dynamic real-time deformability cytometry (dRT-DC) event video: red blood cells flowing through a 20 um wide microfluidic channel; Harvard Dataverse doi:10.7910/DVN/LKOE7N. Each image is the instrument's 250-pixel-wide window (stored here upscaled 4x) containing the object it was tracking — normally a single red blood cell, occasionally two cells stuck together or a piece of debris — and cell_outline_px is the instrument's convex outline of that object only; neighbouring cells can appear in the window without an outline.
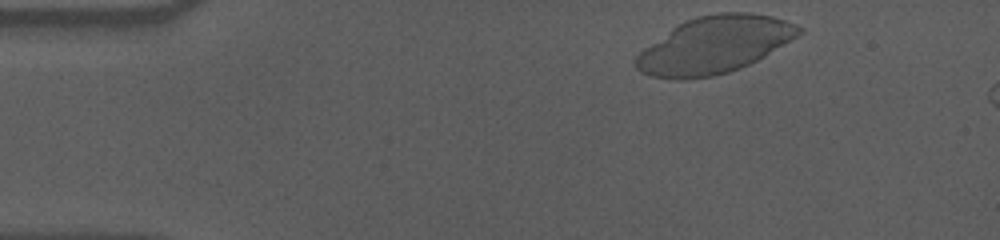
{"species": "human", "species_latin": "Homo sapiens", "temperature_condition": "cold", "stored_images_in_passage": 8, "camera_frame_rate_fps": 3000, "um_per_image_px": 0.085, "donor": {"sex": "male"}, "frame": {"image": 1, "passage_image": 1, "time_ms": 0.0, "image_size_px": [1000, 240], "cell_outline_px": [[804, 32], [764, 56], [740, 68], [728, 72], [712, 76], [684, 80], [676, 80], [648, 76], [640, 72], [636, 68], [632, 60], [644, 48], [672, 28], [684, 20], [696, 16], [720, 12], [752, 12], [772, 16], [796, 24], [804, 28]], "centroid_in_image_um": [60.7, 3.82], "position_along_channel_um": 24.3, "area_um2": 54.22}}